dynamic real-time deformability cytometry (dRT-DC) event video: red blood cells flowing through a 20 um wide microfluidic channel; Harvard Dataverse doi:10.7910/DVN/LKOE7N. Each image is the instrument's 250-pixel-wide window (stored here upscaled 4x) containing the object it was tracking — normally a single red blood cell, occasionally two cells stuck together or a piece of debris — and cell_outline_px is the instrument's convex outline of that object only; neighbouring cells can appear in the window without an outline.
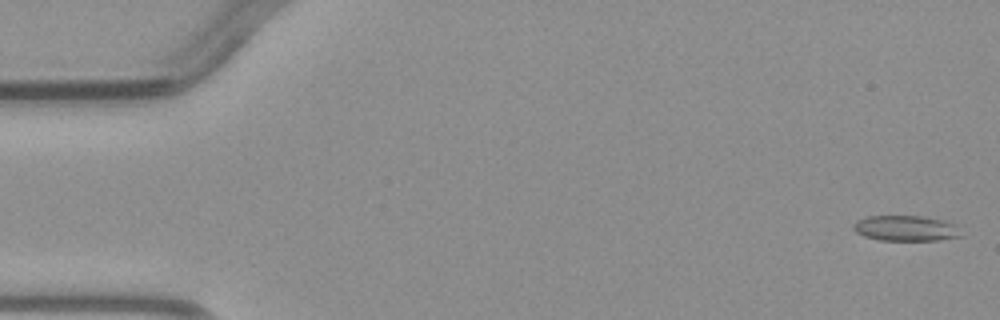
{"species": "common noctule bat (a hibernating species)", "species_latin": "Nyctalus noctula", "temperature_condition": "warm", "stored_images_in_passage": 5, "camera_frame_rate_fps": 3000, "um_per_image_px": 0.085, "animal": {"sex": "male", "body_mass_g": 23.1, "forearm_length_mm": 52.7}, "frame": {"image": 1, "passage_image": 1, "time_ms": 0.0, "image_size_px": [1000, 320], "cell_outline_px": [[960, 236], [940, 240], [880, 240], [864, 236], [856, 232], [852, 228], [852, 224], [856, 220], [868, 216], [924, 216], [944, 220], [956, 224]], "centroid_in_image_um": [76.95, 19.39], "position_along_channel_um": 8.0, "area_um2": 16.01}}
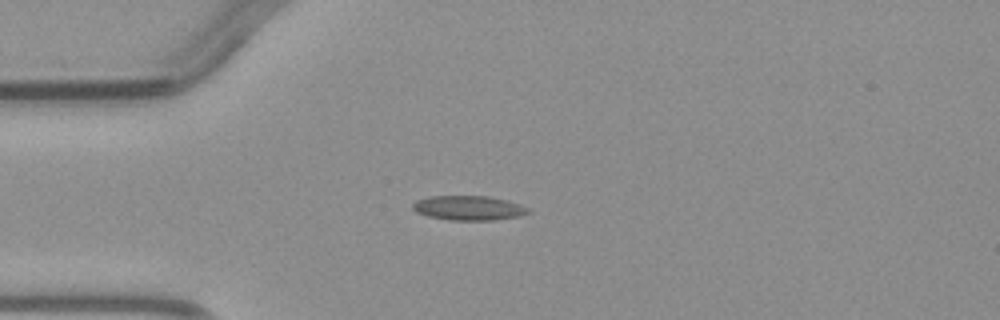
{"frame": {"image": 2, "passage_image": 4, "time_ms": 3.667, "image_size_px": [1000, 320], "cell_outline_px": [[532, 212], [520, 216], [496, 220], [448, 220], [428, 216], [416, 212], [412, 208], [412, 204], [416, 200], [428, 196], [488, 196], [508, 200], [520, 204], [528, 208]], "centroid_in_image_um": [39.85, 17.68], "position_along_channel_um": 45.2, "area_um2": 16.7}}